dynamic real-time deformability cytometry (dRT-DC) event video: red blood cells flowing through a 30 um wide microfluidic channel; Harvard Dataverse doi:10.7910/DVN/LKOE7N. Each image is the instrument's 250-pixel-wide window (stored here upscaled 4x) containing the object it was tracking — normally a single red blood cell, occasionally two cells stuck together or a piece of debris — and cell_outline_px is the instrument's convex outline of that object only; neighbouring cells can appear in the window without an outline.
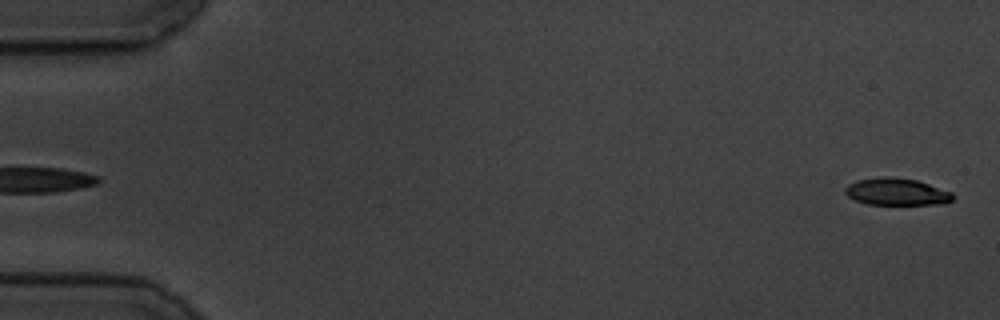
{"species": "common noctule bat (a hibernating species)", "species_latin": "Nyctalus noctula", "temperature_condition": "cold", "stored_images_in_passage": 3, "segment_of_instrument_passage": [2, 2], "camera_frame_rate_fps": 3000, "um_per_image_px": 0.085, "animal": {"sex": "male", "body_mass_g": 19.5, "forearm_length_mm": 54.6}, "frame": {"image": 1, "passage_image": 3, "time_ms": 2.333, "image_size_px": [1000, 320], "cell_outline_px": [[956, 196], [952, 200], [944, 204], [868, 204], [856, 200], [848, 196], [844, 192], [844, 188], [848, 184], [856, 180], [880, 176], [888, 176], [916, 180], [952, 192]], "centroid_in_image_um": [76.2, 16.29], "position_along_channel_um": 8.8, "area_um2": 17.05}}